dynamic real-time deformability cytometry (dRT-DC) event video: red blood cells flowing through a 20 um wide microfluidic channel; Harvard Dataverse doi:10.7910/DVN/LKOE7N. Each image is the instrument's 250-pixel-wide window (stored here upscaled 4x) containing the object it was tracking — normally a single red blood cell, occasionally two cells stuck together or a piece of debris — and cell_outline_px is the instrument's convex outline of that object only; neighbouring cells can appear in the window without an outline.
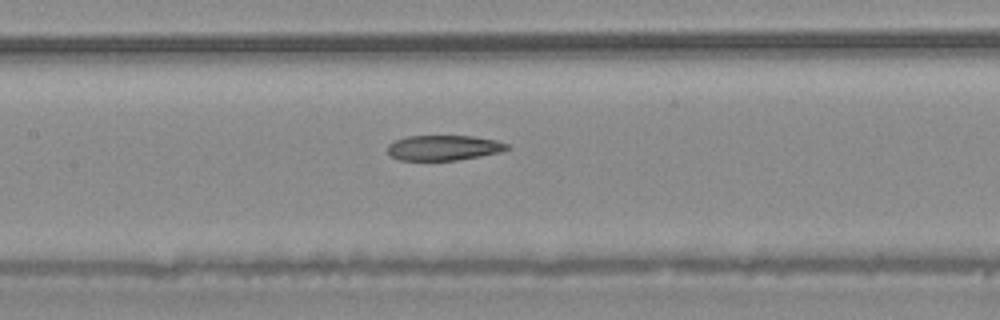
{"species": "common noctule bat (a hibernating species)", "species_latin": "Nyctalus noctula", "temperature_condition": "warm", "stored_images_in_passage": 6, "segment_of_instrument_passage": [2, 2], "camera_frame_rate_fps": 3000, "um_per_image_px": 0.085, "animal": {"sex": "male", "body_mass_g": 20.4}, "frame": {"image": 1, "passage_image": 6, "time_ms": 1.667, "image_size_px": [1000, 320], "cell_outline_px": [[508, 148], [500, 152], [480, 156], [456, 160], [400, 160], [392, 156], [388, 152], [388, 144], [396, 140], [408, 136], [472, 136], [496, 140], [508, 144]], "centroid_in_image_um": [37.71, 12.56], "position_along_channel_um": 169.7, "area_um2": 17.34}}